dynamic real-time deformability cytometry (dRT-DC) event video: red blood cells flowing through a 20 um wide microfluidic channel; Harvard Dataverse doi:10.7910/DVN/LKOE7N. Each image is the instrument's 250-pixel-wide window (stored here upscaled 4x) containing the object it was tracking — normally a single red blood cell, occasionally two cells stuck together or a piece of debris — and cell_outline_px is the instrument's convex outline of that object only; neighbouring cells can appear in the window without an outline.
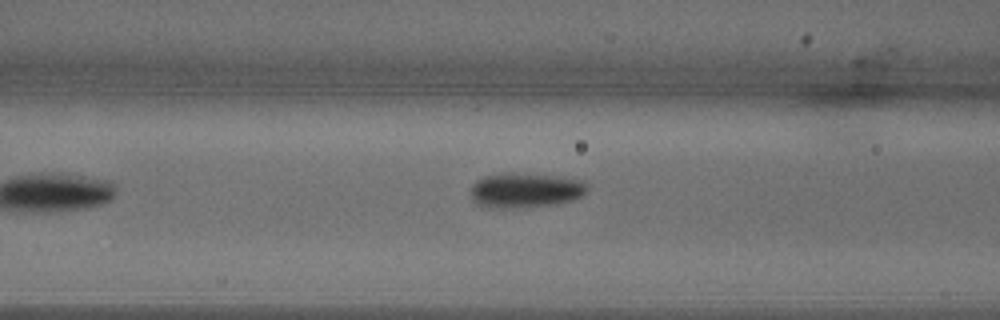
{"species": "common noctule bat (a hibernating species)", "species_latin": "Nyctalus noctula", "temperature_condition": "warm", "stored_images_in_passage": 6, "camera_frame_rate_fps": 3000, "um_per_image_px": 0.085, "animal": {"sex": "male", "body_mass_g": 18.8}, "frame": {"image": 1, "passage_image": 6, "time_ms": 1.667, "image_size_px": [1000, 320], "cell_outline_px": [[588, 192], [572, 200], [552, 204], [504, 208], [484, 208], [476, 204], [472, 196], [472, 184], [476, 180], [484, 176], [500, 172], [512, 172], [560, 176], [584, 180], [588, 184]], "centroid_in_image_um": [44.65, 16.14], "position_along_channel_um": 121.9, "area_um2": 23.99}}